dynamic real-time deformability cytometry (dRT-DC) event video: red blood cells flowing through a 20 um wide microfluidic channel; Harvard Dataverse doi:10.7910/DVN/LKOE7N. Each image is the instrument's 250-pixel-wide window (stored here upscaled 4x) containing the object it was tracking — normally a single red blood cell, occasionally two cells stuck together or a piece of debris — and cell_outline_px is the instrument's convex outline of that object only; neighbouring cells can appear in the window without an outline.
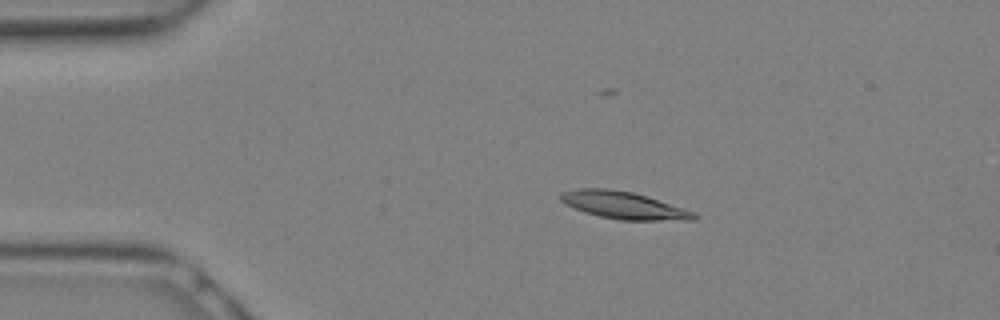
{"species": "Egyptian fruit bat (a non-hibernating species)", "species_latin": "Rousettus aegyptiacus", "temperature_condition": "warm", "stored_images_in_passage": 10, "camera_frame_rate_fps": 3000, "um_per_image_px": 0.085, "animal": {"sex": "female"}, "frame": {"image": 1, "passage_image": 5, "time_ms": 1.333, "image_size_px": [1000, 320], "cell_outline_px": [[696, 216], [692, 220], [620, 220], [600, 216], [576, 208], [560, 200], [560, 196], [564, 192], [580, 188], [608, 188], [632, 192], [684, 208], [696, 212]], "centroid_in_image_um": [53.05, 17.44], "position_along_channel_um": 32.0, "area_um2": 20.69}}
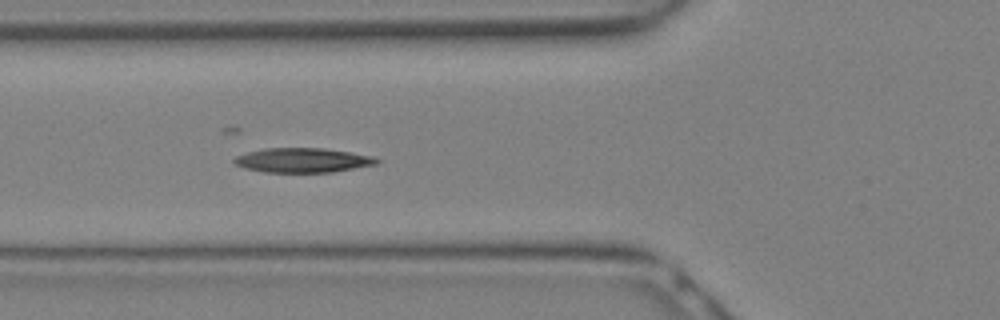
{"frame": {"image": 2, "passage_image": 10, "time_ms": 3.0, "image_size_px": [1000, 320], "cell_outline_px": [[380, 160], [376, 164], [332, 172], [264, 172], [244, 168], [232, 164], [232, 160], [236, 156], [248, 152], [264, 148], [324, 148], [372, 156]], "centroid_in_image_um": [25.66, 13.62], "position_along_channel_um": 100.1, "area_um2": 20.29}}